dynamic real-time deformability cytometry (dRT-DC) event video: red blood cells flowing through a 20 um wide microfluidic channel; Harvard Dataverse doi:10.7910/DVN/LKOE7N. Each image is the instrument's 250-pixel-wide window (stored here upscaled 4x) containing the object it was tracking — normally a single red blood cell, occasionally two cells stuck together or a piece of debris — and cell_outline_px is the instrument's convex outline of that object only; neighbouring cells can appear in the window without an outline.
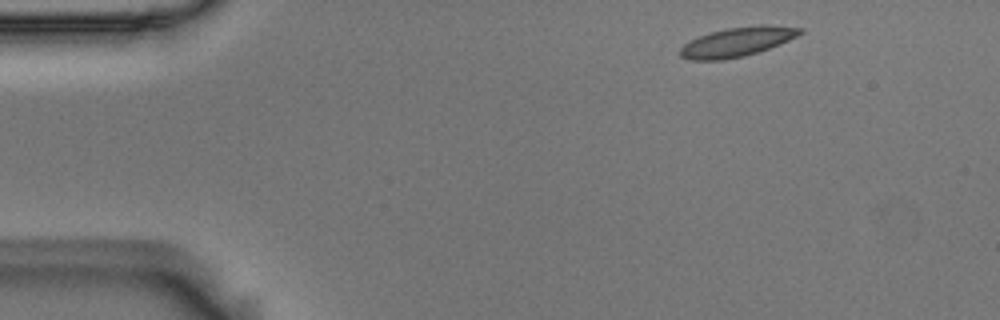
{"species": "Egyptian fruit bat (a non-hibernating species)", "species_latin": "Rousettus aegyptiacus", "temperature_condition": "room temperature", "stored_images_in_passage": 5, "camera_frame_rate_fps": 3000, "um_per_image_px": 0.085, "animal": {"sex": "male"}, "frame": {"image": 1, "passage_image": 1, "time_ms": 0.0, "image_size_px": [1000, 320], "cell_outline_px": [[804, 32], [780, 44], [744, 56], [720, 60], [688, 60], [680, 56], [680, 48], [684, 44], [700, 36], [712, 32], [728, 28], [760, 24], [768, 24], [804, 28]], "centroid_in_image_um": [62.68, 3.55], "position_along_channel_um": 22.3, "area_um2": 20.35}}
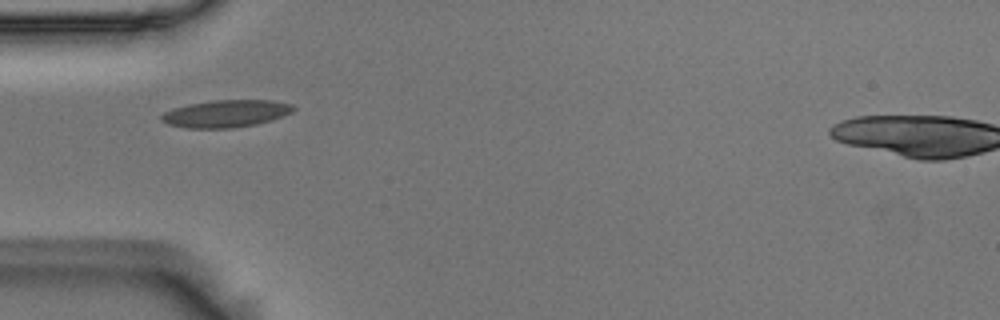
{"frame": {"image": 2, "passage_image": 3, "time_ms": 0.667, "image_size_px": [1000, 320], "cell_outline_px": [[296, 108], [292, 112], [272, 120], [256, 124], [232, 128], [184, 128], [168, 124], [160, 120], [160, 116], [164, 112], [172, 108], [188, 104], [212, 100], [272, 100], [292, 104]], "centroid_in_image_um": [19.18, 9.65], "position_along_channel_um": 65.8, "area_um2": 21.15}}
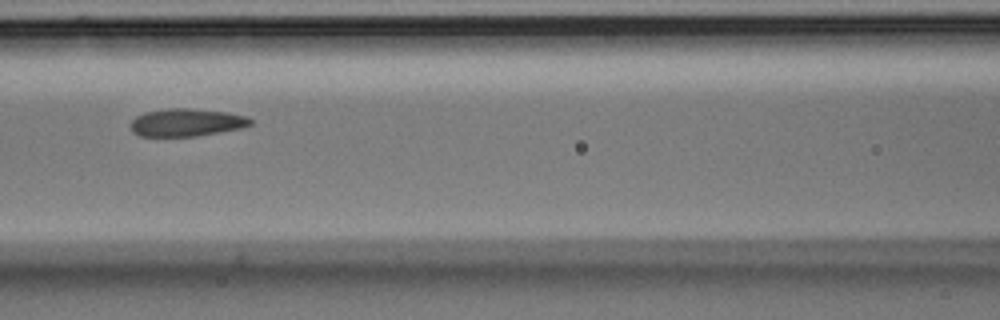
{"frame": {"image": 3, "passage_image": 5, "time_ms": 1.333, "image_size_px": [1000, 320], "cell_outline_px": [[252, 124], [240, 128], [220, 132], [196, 136], [140, 136], [132, 132], [132, 120], [136, 116], [144, 112], [168, 108], [188, 108], [228, 112], [244, 116], [252, 120]], "centroid_in_image_um": [15.84, 10.4], "position_along_channel_um": 150.8, "area_um2": 19.25}}